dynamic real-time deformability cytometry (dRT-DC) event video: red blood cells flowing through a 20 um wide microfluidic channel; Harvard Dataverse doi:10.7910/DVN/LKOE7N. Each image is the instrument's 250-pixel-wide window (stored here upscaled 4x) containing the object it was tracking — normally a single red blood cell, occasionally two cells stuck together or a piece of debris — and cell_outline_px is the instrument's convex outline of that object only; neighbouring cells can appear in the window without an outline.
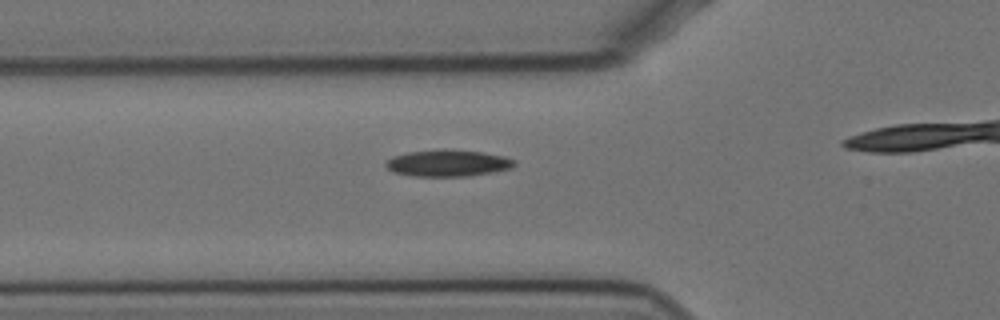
{"species": "Egyptian fruit bat (a non-hibernating species)", "species_latin": "Rousettus aegyptiacus", "temperature_condition": "cold", "stored_images_in_passage": 18, "camera_frame_rate_fps": 3000, "um_per_image_px": 0.085, "animal": {"sex": "female"}, "frame": {"image": 1, "passage_image": 13, "time_ms": 4.0, "image_size_px": [1000, 320], "cell_outline_px": [[516, 164], [512, 168], [492, 172], [468, 176], [412, 176], [392, 172], [384, 164], [392, 156], [408, 152], [444, 148], [484, 152], [504, 156], [516, 160]], "centroid_in_image_um": [38.07, 13.85], "position_along_channel_um": 87.7, "area_um2": 20.23}}
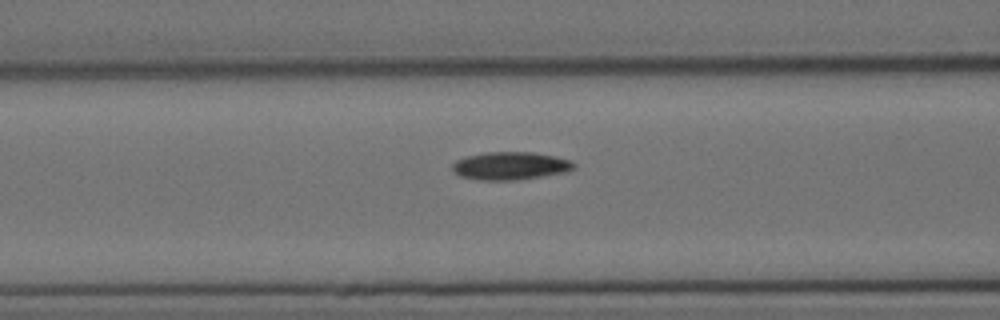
{"frame": {"image": 2, "passage_image": 16, "time_ms": 5.0, "image_size_px": [1000, 320], "cell_outline_px": [[576, 168], [568, 172], [516, 180], [480, 180], [460, 176], [452, 172], [452, 164], [456, 160], [468, 156], [484, 152], [532, 152], [556, 156], [572, 160], [576, 164]], "centroid_in_image_um": [43.41, 14.09], "position_along_channel_um": 123.2, "area_um2": 20.0}}